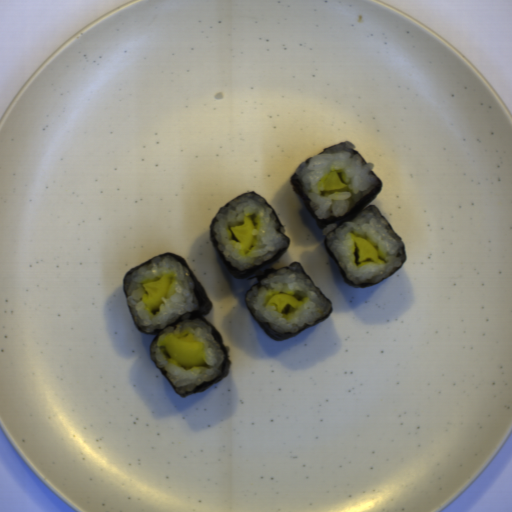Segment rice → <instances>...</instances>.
Segmentation results:
<instances>
[{
	"label": "rice",
	"mask_w": 512,
	"mask_h": 512,
	"mask_svg": "<svg viewBox=\"0 0 512 512\" xmlns=\"http://www.w3.org/2000/svg\"><path fill=\"white\" fill-rule=\"evenodd\" d=\"M249 216L255 224L251 248L237 241L229 229L241 225ZM273 210L261 195L245 194L223 206L216 215L213 233L220 252L235 269L245 270L273 258L287 247V240L278 230Z\"/></svg>",
	"instance_id": "b023fe2a"
},
{
	"label": "rice",
	"mask_w": 512,
	"mask_h": 512,
	"mask_svg": "<svg viewBox=\"0 0 512 512\" xmlns=\"http://www.w3.org/2000/svg\"><path fill=\"white\" fill-rule=\"evenodd\" d=\"M280 292L297 298V308L286 305L279 312L275 305L266 304L271 296ZM245 300L256 319L284 335L311 326L331 310L319 290L296 264L263 278L258 285L248 290Z\"/></svg>",
	"instance_id": "acb35da6"
},
{
	"label": "rice",
	"mask_w": 512,
	"mask_h": 512,
	"mask_svg": "<svg viewBox=\"0 0 512 512\" xmlns=\"http://www.w3.org/2000/svg\"><path fill=\"white\" fill-rule=\"evenodd\" d=\"M322 235L347 278L356 286L375 284L398 271L405 261V249L378 208L371 204L354 218L324 226ZM361 236L378 251L379 260L357 262L354 239Z\"/></svg>",
	"instance_id": "023b6e5f"
},
{
	"label": "rice",
	"mask_w": 512,
	"mask_h": 512,
	"mask_svg": "<svg viewBox=\"0 0 512 512\" xmlns=\"http://www.w3.org/2000/svg\"><path fill=\"white\" fill-rule=\"evenodd\" d=\"M374 163H364L353 143L344 142L302 162L296 176L318 219L342 217L372 191L379 180L372 174ZM338 173L346 185L342 190L323 191L326 177Z\"/></svg>",
	"instance_id": "8eca5e8b"
},
{
	"label": "rice",
	"mask_w": 512,
	"mask_h": 512,
	"mask_svg": "<svg viewBox=\"0 0 512 512\" xmlns=\"http://www.w3.org/2000/svg\"><path fill=\"white\" fill-rule=\"evenodd\" d=\"M170 275L171 288L156 311H149L142 302L143 284ZM127 304L137 326L144 333L160 330L150 346L154 363L166 370L176 392L190 393L196 387L220 377L223 370L224 349L216 342L212 328L200 319H190L200 309L194 292L195 284L187 270L171 256L155 257L124 280ZM175 334L184 342L204 343V365L186 368L169 357L165 342Z\"/></svg>",
	"instance_id": "652b925c"
}]
</instances>
